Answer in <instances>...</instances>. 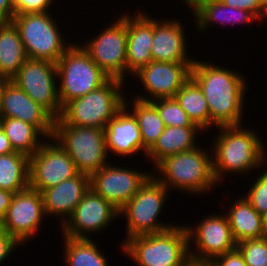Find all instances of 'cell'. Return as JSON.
I'll use <instances>...</instances> for the list:
<instances>
[{
	"instance_id": "6da1fadb",
	"label": "cell",
	"mask_w": 267,
	"mask_h": 266,
	"mask_svg": "<svg viewBox=\"0 0 267 266\" xmlns=\"http://www.w3.org/2000/svg\"><path fill=\"white\" fill-rule=\"evenodd\" d=\"M191 77L203 90L210 119L217 126L242 125L245 77L222 66L194 61ZM244 77V78H243Z\"/></svg>"
},
{
	"instance_id": "7a4b0ae2",
	"label": "cell",
	"mask_w": 267,
	"mask_h": 266,
	"mask_svg": "<svg viewBox=\"0 0 267 266\" xmlns=\"http://www.w3.org/2000/svg\"><path fill=\"white\" fill-rule=\"evenodd\" d=\"M242 125L219 126L218 135L214 138L213 173L216 181H222L225 174L246 173L253 168L261 167L267 159L262 138L254 130ZM227 172V173H226Z\"/></svg>"
},
{
	"instance_id": "3957f363",
	"label": "cell",
	"mask_w": 267,
	"mask_h": 266,
	"mask_svg": "<svg viewBox=\"0 0 267 266\" xmlns=\"http://www.w3.org/2000/svg\"><path fill=\"white\" fill-rule=\"evenodd\" d=\"M200 147L165 157L154 166L161 175L153 176L169 191L175 188L185 193L207 194L218 182L213 173V154Z\"/></svg>"
},
{
	"instance_id": "277c9868",
	"label": "cell",
	"mask_w": 267,
	"mask_h": 266,
	"mask_svg": "<svg viewBox=\"0 0 267 266\" xmlns=\"http://www.w3.org/2000/svg\"><path fill=\"white\" fill-rule=\"evenodd\" d=\"M122 250L137 266H184L189 260V240L185 225L127 239Z\"/></svg>"
},
{
	"instance_id": "5b68a950",
	"label": "cell",
	"mask_w": 267,
	"mask_h": 266,
	"mask_svg": "<svg viewBox=\"0 0 267 266\" xmlns=\"http://www.w3.org/2000/svg\"><path fill=\"white\" fill-rule=\"evenodd\" d=\"M124 81L110 78L101 87L69 101L60 118L68 125L90 126L104 129L124 106Z\"/></svg>"
},
{
	"instance_id": "8992f818",
	"label": "cell",
	"mask_w": 267,
	"mask_h": 266,
	"mask_svg": "<svg viewBox=\"0 0 267 266\" xmlns=\"http://www.w3.org/2000/svg\"><path fill=\"white\" fill-rule=\"evenodd\" d=\"M53 139L68 153L77 171L91 176L108 164L104 129L66 124L54 120Z\"/></svg>"
},
{
	"instance_id": "52a82bcc",
	"label": "cell",
	"mask_w": 267,
	"mask_h": 266,
	"mask_svg": "<svg viewBox=\"0 0 267 266\" xmlns=\"http://www.w3.org/2000/svg\"><path fill=\"white\" fill-rule=\"evenodd\" d=\"M58 97L63 108L69 101L104 85L110 77L91 59L84 48L72 44L56 63Z\"/></svg>"
},
{
	"instance_id": "ba28073f",
	"label": "cell",
	"mask_w": 267,
	"mask_h": 266,
	"mask_svg": "<svg viewBox=\"0 0 267 266\" xmlns=\"http://www.w3.org/2000/svg\"><path fill=\"white\" fill-rule=\"evenodd\" d=\"M168 192L152 174L146 179L138 192L118 211L119 216L126 217L127 237L123 243L134 236L160 233L176 226L157 219L163 211Z\"/></svg>"
},
{
	"instance_id": "9c48e42d",
	"label": "cell",
	"mask_w": 267,
	"mask_h": 266,
	"mask_svg": "<svg viewBox=\"0 0 267 266\" xmlns=\"http://www.w3.org/2000/svg\"><path fill=\"white\" fill-rule=\"evenodd\" d=\"M27 58L57 63L72 43H66L49 12L14 15ZM66 43V44H65Z\"/></svg>"
},
{
	"instance_id": "30bf717a",
	"label": "cell",
	"mask_w": 267,
	"mask_h": 266,
	"mask_svg": "<svg viewBox=\"0 0 267 266\" xmlns=\"http://www.w3.org/2000/svg\"><path fill=\"white\" fill-rule=\"evenodd\" d=\"M122 15L82 47L106 75L125 82L127 13Z\"/></svg>"
},
{
	"instance_id": "8fae6325",
	"label": "cell",
	"mask_w": 267,
	"mask_h": 266,
	"mask_svg": "<svg viewBox=\"0 0 267 266\" xmlns=\"http://www.w3.org/2000/svg\"><path fill=\"white\" fill-rule=\"evenodd\" d=\"M57 78L56 63L28 58L11 81L54 119H58L61 116L62 107L58 97Z\"/></svg>"
},
{
	"instance_id": "7c38bea8",
	"label": "cell",
	"mask_w": 267,
	"mask_h": 266,
	"mask_svg": "<svg viewBox=\"0 0 267 266\" xmlns=\"http://www.w3.org/2000/svg\"><path fill=\"white\" fill-rule=\"evenodd\" d=\"M50 140L30 156L29 188L40 193L79 173L68 153L53 137Z\"/></svg>"
},
{
	"instance_id": "4fadbf2b",
	"label": "cell",
	"mask_w": 267,
	"mask_h": 266,
	"mask_svg": "<svg viewBox=\"0 0 267 266\" xmlns=\"http://www.w3.org/2000/svg\"><path fill=\"white\" fill-rule=\"evenodd\" d=\"M195 226V228L191 225L185 226L188 233L191 260L210 262L213 258L236 249L237 243L232 236L226 215H209ZM192 239L196 242L194 244L197 251L190 248Z\"/></svg>"
},
{
	"instance_id": "5bb4252c",
	"label": "cell",
	"mask_w": 267,
	"mask_h": 266,
	"mask_svg": "<svg viewBox=\"0 0 267 266\" xmlns=\"http://www.w3.org/2000/svg\"><path fill=\"white\" fill-rule=\"evenodd\" d=\"M45 216L41 193L27 188L13 195L0 227L19 244H24L38 232Z\"/></svg>"
},
{
	"instance_id": "9a60e30c",
	"label": "cell",
	"mask_w": 267,
	"mask_h": 266,
	"mask_svg": "<svg viewBox=\"0 0 267 266\" xmlns=\"http://www.w3.org/2000/svg\"><path fill=\"white\" fill-rule=\"evenodd\" d=\"M109 163L90 176V188L120 210L138 192L151 172L112 166L111 160Z\"/></svg>"
},
{
	"instance_id": "2e32d148",
	"label": "cell",
	"mask_w": 267,
	"mask_h": 266,
	"mask_svg": "<svg viewBox=\"0 0 267 266\" xmlns=\"http://www.w3.org/2000/svg\"><path fill=\"white\" fill-rule=\"evenodd\" d=\"M118 211L110 202L90 188L77 204L70 218L62 225L63 236L89 239L91 232L103 231L115 218L119 217Z\"/></svg>"
},
{
	"instance_id": "e0dca14e",
	"label": "cell",
	"mask_w": 267,
	"mask_h": 266,
	"mask_svg": "<svg viewBox=\"0 0 267 266\" xmlns=\"http://www.w3.org/2000/svg\"><path fill=\"white\" fill-rule=\"evenodd\" d=\"M194 62H158L150 61L134 75L140 80L148 96H136L142 101L158 98H174L182 85L191 76Z\"/></svg>"
},
{
	"instance_id": "ac0fdd59",
	"label": "cell",
	"mask_w": 267,
	"mask_h": 266,
	"mask_svg": "<svg viewBox=\"0 0 267 266\" xmlns=\"http://www.w3.org/2000/svg\"><path fill=\"white\" fill-rule=\"evenodd\" d=\"M0 118H15L36 126L47 140L54 134V118L13 81H0Z\"/></svg>"
},
{
	"instance_id": "d6986e66",
	"label": "cell",
	"mask_w": 267,
	"mask_h": 266,
	"mask_svg": "<svg viewBox=\"0 0 267 266\" xmlns=\"http://www.w3.org/2000/svg\"><path fill=\"white\" fill-rule=\"evenodd\" d=\"M90 190V176L78 173L70 179L41 192L44 212L49 216L60 217L64 225L70 218L77 204ZM67 216V218H66Z\"/></svg>"
},
{
	"instance_id": "ffe728a7",
	"label": "cell",
	"mask_w": 267,
	"mask_h": 266,
	"mask_svg": "<svg viewBox=\"0 0 267 266\" xmlns=\"http://www.w3.org/2000/svg\"><path fill=\"white\" fill-rule=\"evenodd\" d=\"M127 100L104 128L107 151L119 156H132L143 151V141L138 123L131 111H128Z\"/></svg>"
},
{
	"instance_id": "44dd1931",
	"label": "cell",
	"mask_w": 267,
	"mask_h": 266,
	"mask_svg": "<svg viewBox=\"0 0 267 266\" xmlns=\"http://www.w3.org/2000/svg\"><path fill=\"white\" fill-rule=\"evenodd\" d=\"M153 17L141 11L127 14L126 73L133 75L152 59Z\"/></svg>"
},
{
	"instance_id": "7402d4cb",
	"label": "cell",
	"mask_w": 267,
	"mask_h": 266,
	"mask_svg": "<svg viewBox=\"0 0 267 266\" xmlns=\"http://www.w3.org/2000/svg\"><path fill=\"white\" fill-rule=\"evenodd\" d=\"M185 27L178 20L153 18L152 59L158 62H194L188 58Z\"/></svg>"
},
{
	"instance_id": "603a6c76",
	"label": "cell",
	"mask_w": 267,
	"mask_h": 266,
	"mask_svg": "<svg viewBox=\"0 0 267 266\" xmlns=\"http://www.w3.org/2000/svg\"><path fill=\"white\" fill-rule=\"evenodd\" d=\"M27 59L15 24L0 22V80H12Z\"/></svg>"
},
{
	"instance_id": "cb8c5ba5",
	"label": "cell",
	"mask_w": 267,
	"mask_h": 266,
	"mask_svg": "<svg viewBox=\"0 0 267 266\" xmlns=\"http://www.w3.org/2000/svg\"><path fill=\"white\" fill-rule=\"evenodd\" d=\"M201 132L197 126L165 127L164 132L158 137L155 144L146 154L156 165L167 156L192 150L197 147L198 145L196 144L198 143L195 138Z\"/></svg>"
},
{
	"instance_id": "d4e9b609",
	"label": "cell",
	"mask_w": 267,
	"mask_h": 266,
	"mask_svg": "<svg viewBox=\"0 0 267 266\" xmlns=\"http://www.w3.org/2000/svg\"><path fill=\"white\" fill-rule=\"evenodd\" d=\"M239 199V200H238ZM234 201L226 216L236 243L265 237L262 215L243 196Z\"/></svg>"
},
{
	"instance_id": "484cf974",
	"label": "cell",
	"mask_w": 267,
	"mask_h": 266,
	"mask_svg": "<svg viewBox=\"0 0 267 266\" xmlns=\"http://www.w3.org/2000/svg\"><path fill=\"white\" fill-rule=\"evenodd\" d=\"M193 15L195 16V23L197 29L206 32L205 29L212 23L214 24H235V23H250L258 20L252 13L226 6L221 0H210L200 3L194 10Z\"/></svg>"
},
{
	"instance_id": "4316f807",
	"label": "cell",
	"mask_w": 267,
	"mask_h": 266,
	"mask_svg": "<svg viewBox=\"0 0 267 266\" xmlns=\"http://www.w3.org/2000/svg\"><path fill=\"white\" fill-rule=\"evenodd\" d=\"M174 98L187 113L193 124L200 130H211L210 126L212 127V125L217 128L210 119V110L203 90L191 76L175 94Z\"/></svg>"
},
{
	"instance_id": "83f0119b",
	"label": "cell",
	"mask_w": 267,
	"mask_h": 266,
	"mask_svg": "<svg viewBox=\"0 0 267 266\" xmlns=\"http://www.w3.org/2000/svg\"><path fill=\"white\" fill-rule=\"evenodd\" d=\"M6 137L14 151L32 156L43 144L44 134L34 125L15 118H0ZM42 141V142H41ZM41 142V143H40Z\"/></svg>"
},
{
	"instance_id": "f1b7e54d",
	"label": "cell",
	"mask_w": 267,
	"mask_h": 266,
	"mask_svg": "<svg viewBox=\"0 0 267 266\" xmlns=\"http://www.w3.org/2000/svg\"><path fill=\"white\" fill-rule=\"evenodd\" d=\"M30 157L20 153L0 155V189L11 193L29 188Z\"/></svg>"
},
{
	"instance_id": "f546056e",
	"label": "cell",
	"mask_w": 267,
	"mask_h": 266,
	"mask_svg": "<svg viewBox=\"0 0 267 266\" xmlns=\"http://www.w3.org/2000/svg\"><path fill=\"white\" fill-rule=\"evenodd\" d=\"M132 105V110L129 111H132V114L137 120L146 155L147 151L164 132L165 125L156 107L150 101H142L134 98Z\"/></svg>"
},
{
	"instance_id": "4dcf8cb0",
	"label": "cell",
	"mask_w": 267,
	"mask_h": 266,
	"mask_svg": "<svg viewBox=\"0 0 267 266\" xmlns=\"http://www.w3.org/2000/svg\"><path fill=\"white\" fill-rule=\"evenodd\" d=\"M64 239V262L68 266H109L107 258L98 249L99 246L89 239Z\"/></svg>"
},
{
	"instance_id": "1f68e13d",
	"label": "cell",
	"mask_w": 267,
	"mask_h": 266,
	"mask_svg": "<svg viewBox=\"0 0 267 266\" xmlns=\"http://www.w3.org/2000/svg\"><path fill=\"white\" fill-rule=\"evenodd\" d=\"M150 102L156 107L165 127L196 126L175 98H158Z\"/></svg>"
},
{
	"instance_id": "d6a6232c",
	"label": "cell",
	"mask_w": 267,
	"mask_h": 266,
	"mask_svg": "<svg viewBox=\"0 0 267 266\" xmlns=\"http://www.w3.org/2000/svg\"><path fill=\"white\" fill-rule=\"evenodd\" d=\"M247 266H267V236L237 243Z\"/></svg>"
},
{
	"instance_id": "836d02e7",
	"label": "cell",
	"mask_w": 267,
	"mask_h": 266,
	"mask_svg": "<svg viewBox=\"0 0 267 266\" xmlns=\"http://www.w3.org/2000/svg\"><path fill=\"white\" fill-rule=\"evenodd\" d=\"M264 170L258 178H255L254 184L252 187L250 185L247 194L244 195L251 206L261 215L267 212V168Z\"/></svg>"
},
{
	"instance_id": "e575fe53",
	"label": "cell",
	"mask_w": 267,
	"mask_h": 266,
	"mask_svg": "<svg viewBox=\"0 0 267 266\" xmlns=\"http://www.w3.org/2000/svg\"><path fill=\"white\" fill-rule=\"evenodd\" d=\"M226 6L246 10L258 20L267 17V0H221Z\"/></svg>"
},
{
	"instance_id": "d590c367",
	"label": "cell",
	"mask_w": 267,
	"mask_h": 266,
	"mask_svg": "<svg viewBox=\"0 0 267 266\" xmlns=\"http://www.w3.org/2000/svg\"><path fill=\"white\" fill-rule=\"evenodd\" d=\"M55 0H12L15 15L43 13L48 11Z\"/></svg>"
},
{
	"instance_id": "8d00e7d4",
	"label": "cell",
	"mask_w": 267,
	"mask_h": 266,
	"mask_svg": "<svg viewBox=\"0 0 267 266\" xmlns=\"http://www.w3.org/2000/svg\"><path fill=\"white\" fill-rule=\"evenodd\" d=\"M209 263L211 266H247L237 248L213 258Z\"/></svg>"
},
{
	"instance_id": "74e56055",
	"label": "cell",
	"mask_w": 267,
	"mask_h": 266,
	"mask_svg": "<svg viewBox=\"0 0 267 266\" xmlns=\"http://www.w3.org/2000/svg\"><path fill=\"white\" fill-rule=\"evenodd\" d=\"M18 245L19 243L0 227V265Z\"/></svg>"
},
{
	"instance_id": "f35d334b",
	"label": "cell",
	"mask_w": 267,
	"mask_h": 266,
	"mask_svg": "<svg viewBox=\"0 0 267 266\" xmlns=\"http://www.w3.org/2000/svg\"><path fill=\"white\" fill-rule=\"evenodd\" d=\"M15 15L12 0H0V22H8Z\"/></svg>"
},
{
	"instance_id": "ab89813d",
	"label": "cell",
	"mask_w": 267,
	"mask_h": 266,
	"mask_svg": "<svg viewBox=\"0 0 267 266\" xmlns=\"http://www.w3.org/2000/svg\"><path fill=\"white\" fill-rule=\"evenodd\" d=\"M13 195L14 193H11L10 191L0 189V224L10 207Z\"/></svg>"
},
{
	"instance_id": "60d3db41",
	"label": "cell",
	"mask_w": 267,
	"mask_h": 266,
	"mask_svg": "<svg viewBox=\"0 0 267 266\" xmlns=\"http://www.w3.org/2000/svg\"><path fill=\"white\" fill-rule=\"evenodd\" d=\"M15 152L10 144L9 139L6 137L2 127L0 126V155L10 154Z\"/></svg>"
},
{
	"instance_id": "b9f144b4",
	"label": "cell",
	"mask_w": 267,
	"mask_h": 266,
	"mask_svg": "<svg viewBox=\"0 0 267 266\" xmlns=\"http://www.w3.org/2000/svg\"><path fill=\"white\" fill-rule=\"evenodd\" d=\"M185 4H187L188 8L191 9V12L200 4L210 0H182Z\"/></svg>"
},
{
	"instance_id": "7bdbcfd3",
	"label": "cell",
	"mask_w": 267,
	"mask_h": 266,
	"mask_svg": "<svg viewBox=\"0 0 267 266\" xmlns=\"http://www.w3.org/2000/svg\"><path fill=\"white\" fill-rule=\"evenodd\" d=\"M184 266H211V265L209 262H199L190 259Z\"/></svg>"
},
{
	"instance_id": "ee69618b",
	"label": "cell",
	"mask_w": 267,
	"mask_h": 266,
	"mask_svg": "<svg viewBox=\"0 0 267 266\" xmlns=\"http://www.w3.org/2000/svg\"><path fill=\"white\" fill-rule=\"evenodd\" d=\"M262 220H263V227H264L265 235L267 236V212L262 214Z\"/></svg>"
}]
</instances>
